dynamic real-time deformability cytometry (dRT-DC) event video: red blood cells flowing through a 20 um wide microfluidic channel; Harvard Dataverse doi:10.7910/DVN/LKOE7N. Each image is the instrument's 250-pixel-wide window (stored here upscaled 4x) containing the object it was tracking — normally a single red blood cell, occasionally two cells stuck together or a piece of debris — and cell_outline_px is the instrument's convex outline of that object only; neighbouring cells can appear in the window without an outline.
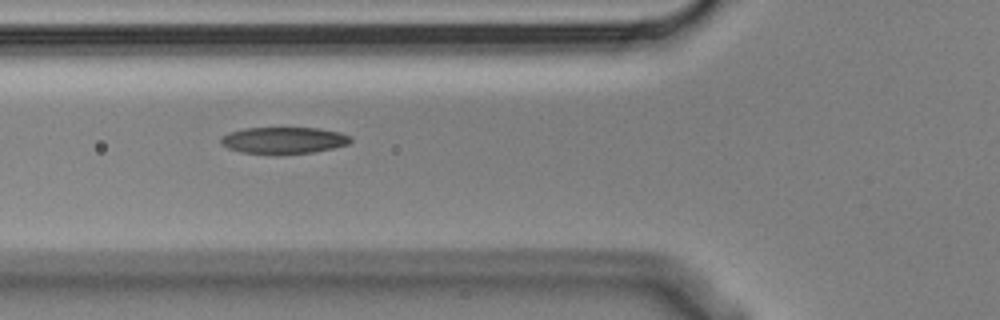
{"species": "Egyptian fruit bat (a non-hibernating species)", "species_latin": "Rousettus aegyptiacus", "temperature_condition": "cold", "stored_images_in_passage": 14, "camera_frame_rate_fps": 3000, "um_per_image_px": 0.085, "animal": {"sex": "male"}, "frame": {"image": 1, "passage_image": 5, "time_ms": 1.333, "image_size_px": [1000, 320], "cell_outline_px": [[352, 140], [348, 144], [332, 148], [312, 152], [276, 156], [240, 152], [228, 148], [220, 144], [220, 136], [228, 132], [244, 128], [316, 128], [340, 132], [352, 136]], "centroid_in_image_um": [24.06, 11.95], "position_along_channel_um": 101.7, "area_um2": 20.69}}
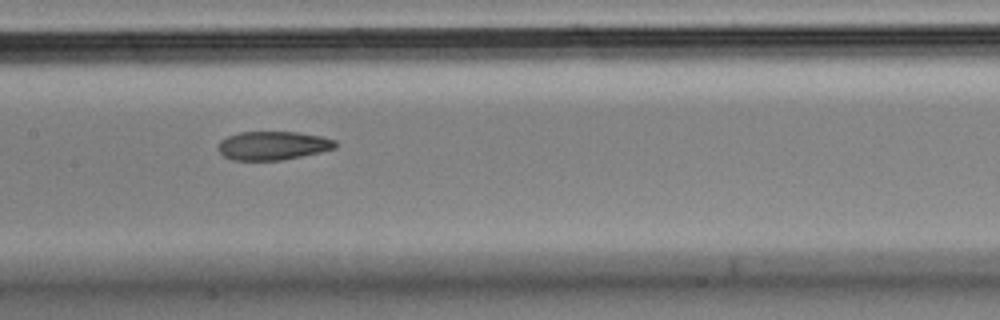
{"frame": {"image": 2, "passage_image": 7, "time_ms": 2.0, "image_size_px": [1000, 320], "cell_outline_px": [[336, 148], [320, 152], [280, 160], [232, 160], [224, 156], [216, 148], [220, 140], [228, 136], [240, 132], [296, 132], [320, 136], [336, 140]], "centroid_in_image_um": [23.17, 12.37], "position_along_channel_um": 184.2, "area_um2": 19.48}}
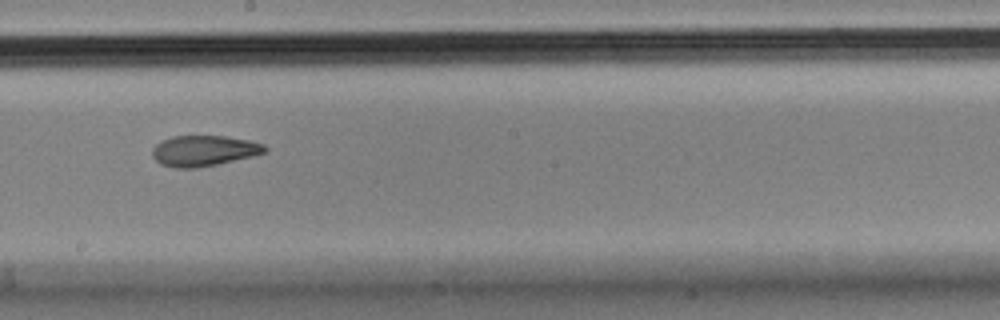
{"frame": {"image": 3, "passage_image": 8, "time_ms": 2.333, "image_size_px": [1000, 320], "cell_outline_px": [[268, 152], [252, 156], [216, 164], [196, 168], [172, 168], [160, 164], [152, 156], [152, 148], [160, 140], [172, 136], [224, 136], [248, 140], [264, 144], [268, 148]], "centroid_in_image_um": [17.3, 12.81], "position_along_channel_um": 230.9, "area_um2": 20.23}}